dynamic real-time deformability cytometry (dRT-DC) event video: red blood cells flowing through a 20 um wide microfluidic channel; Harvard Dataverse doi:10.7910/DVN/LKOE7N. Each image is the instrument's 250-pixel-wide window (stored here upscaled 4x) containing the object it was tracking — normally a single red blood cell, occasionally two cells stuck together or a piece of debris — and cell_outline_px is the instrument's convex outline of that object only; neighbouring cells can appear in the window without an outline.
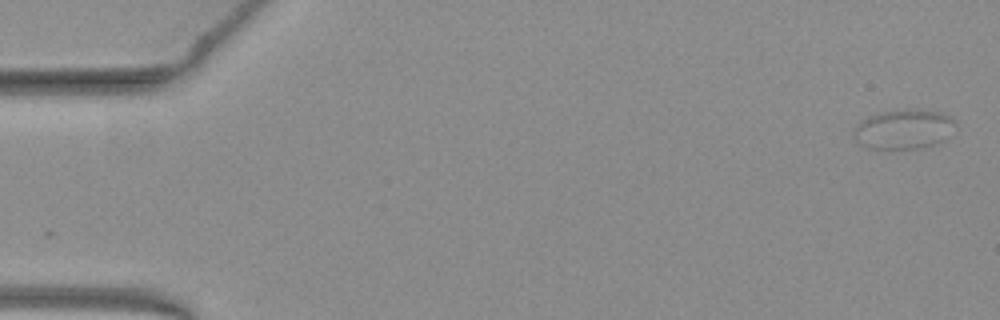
{"species": "common noctule bat (a hibernating species)", "species_latin": "Nyctalus noctula", "temperature_condition": "warm", "stored_images_in_passage": 51, "camera_frame_rate_fps": 3000, "um_per_image_px": 0.085, "animal": {"sex": "female", "body_mass_g": 19.3, "forearm_length_mm": 54.1}, "frame": {"image": 1, "passage_image": 1, "time_ms": 0.0, "image_size_px": [1000, 320], "cell_outline_px": [[956, 124], [948, 136], [944, 140], [932, 144], [916, 148], [868, 148], [860, 144], [852, 136], [852, 132], [860, 120], [868, 116], [880, 112], [908, 108], [920, 108], [940, 112], [956, 120]], "centroid_in_image_um": [76.79, 10.94], "position_along_channel_um": 8.2, "area_um2": 23.64}}
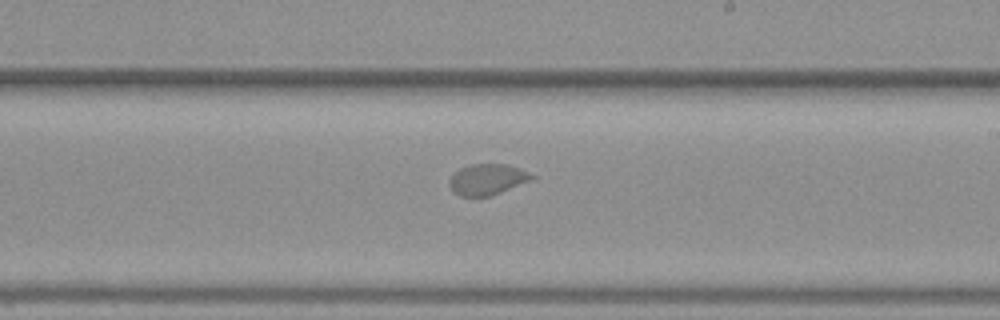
{"frame": {"image": 2, "passage_image": 30, "time_ms": 9.667, "image_size_px": [1000, 320], "cell_outline_px": [[536, 176], [532, 180], [492, 196], [460, 196], [452, 192], [448, 184], [448, 180], [452, 172], [460, 168], [472, 164], [508, 164], [520, 168]], "centroid_in_image_um": [41.4, 15.25], "position_along_channel_um": 247.6, "area_um2": 15.2}}
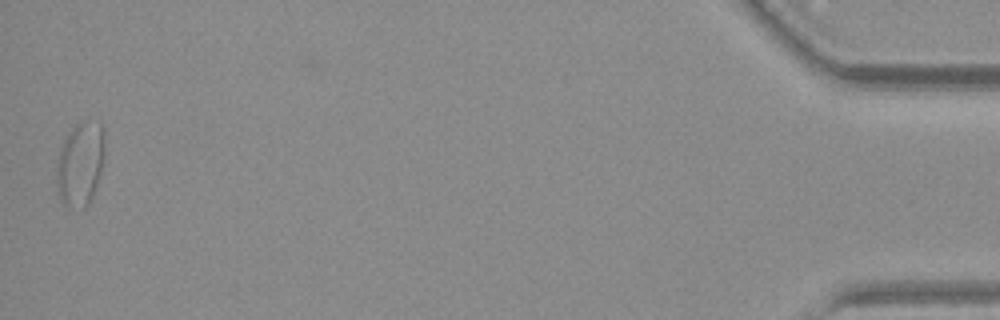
{"frame": {"image": 3, "passage_image": 51, "time_ms": 16.667, "image_size_px": [1000, 320], "cell_outline_px": [[104, 156], [100, 172], [92, 196], [88, 204], [84, 208], [64, 204], [56, 192], [56, 168], [60, 152], [64, 140], [72, 128], [80, 120], [100, 120], [104, 128]], "centroid_in_image_um": [6.83, 13.86], "position_along_channel_um": 428.4, "area_um2": 23.64}}